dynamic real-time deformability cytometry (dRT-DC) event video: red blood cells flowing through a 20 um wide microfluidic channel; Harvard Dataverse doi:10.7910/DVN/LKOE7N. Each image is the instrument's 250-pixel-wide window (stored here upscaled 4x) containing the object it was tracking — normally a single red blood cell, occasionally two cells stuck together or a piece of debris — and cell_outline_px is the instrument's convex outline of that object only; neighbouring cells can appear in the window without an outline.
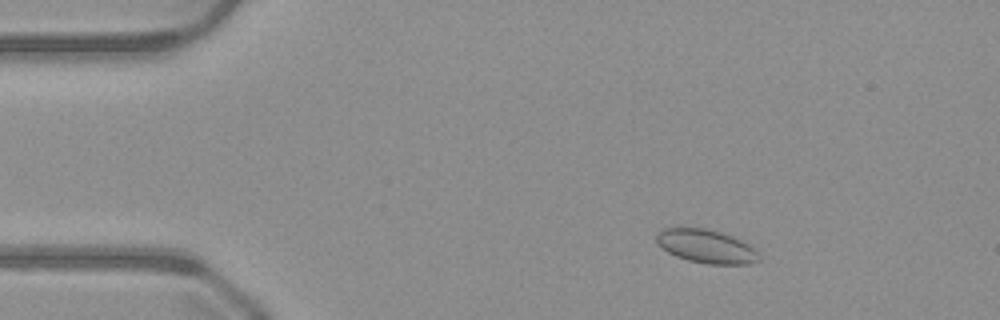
{"species": "common noctule bat (a hibernating species)", "species_latin": "Nyctalus noctula", "temperature_condition": "warm", "stored_images_in_passage": 51, "camera_frame_rate_fps": 3000, "um_per_image_px": 0.085, "animal": {"sex": "male", "body_mass_g": 23.1, "forearm_length_mm": 52.7}, "frame": {"image": 1, "passage_image": 8, "time_ms": 2.333, "image_size_px": [1000, 320], "cell_outline_px": [[760, 260], [752, 264], [708, 264], [688, 260], [676, 256], [668, 252], [656, 244], [656, 232], [664, 228], [680, 224], [704, 228], [720, 232], [732, 236], [756, 248], [760, 256]], "centroid_in_image_um": [59.98, 20.9], "position_along_channel_um": 25.0, "area_um2": 20.75}}
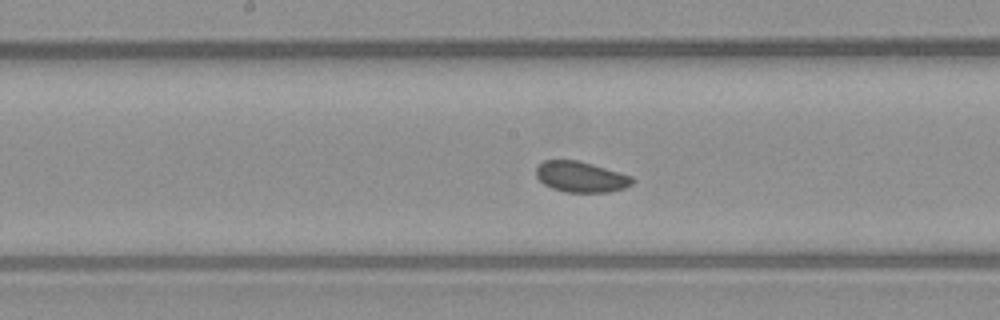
{"frame": {"image": 2, "passage_image": 26, "time_ms": 8.333, "image_size_px": [1000, 320], "cell_outline_px": [[636, 180], [632, 184], [624, 188], [608, 192], [564, 192], [552, 188], [544, 184], [536, 176], [536, 168], [544, 160], [576, 160], [592, 164], [632, 176]], "centroid_in_image_um": [49.38, 15.04], "position_along_channel_um": 198.8, "area_um2": 17.17}}
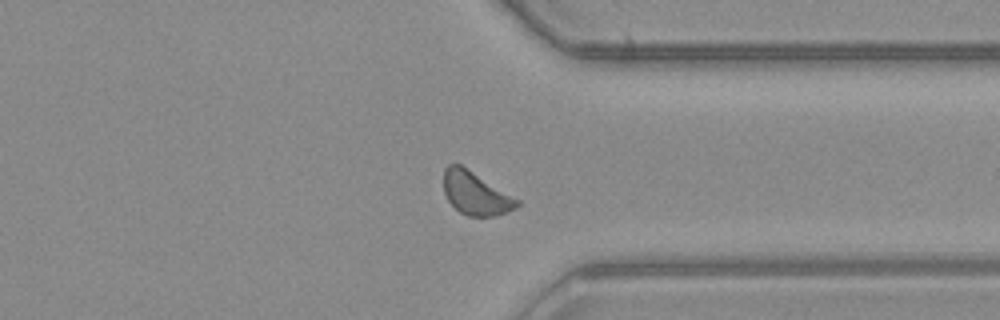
{"frame": {"image": 3, "passage_image": 39, "time_ms": 12.667, "image_size_px": [1000, 320], "cell_outline_px": [[520, 204], [516, 208], [496, 216], [468, 216], [460, 212], [448, 200], [444, 192], [444, 168], [448, 164], [460, 164], [520, 200]], "centroid_in_image_um": [40.43, 16.44], "position_along_channel_um": 371.0, "area_um2": 18.26}}